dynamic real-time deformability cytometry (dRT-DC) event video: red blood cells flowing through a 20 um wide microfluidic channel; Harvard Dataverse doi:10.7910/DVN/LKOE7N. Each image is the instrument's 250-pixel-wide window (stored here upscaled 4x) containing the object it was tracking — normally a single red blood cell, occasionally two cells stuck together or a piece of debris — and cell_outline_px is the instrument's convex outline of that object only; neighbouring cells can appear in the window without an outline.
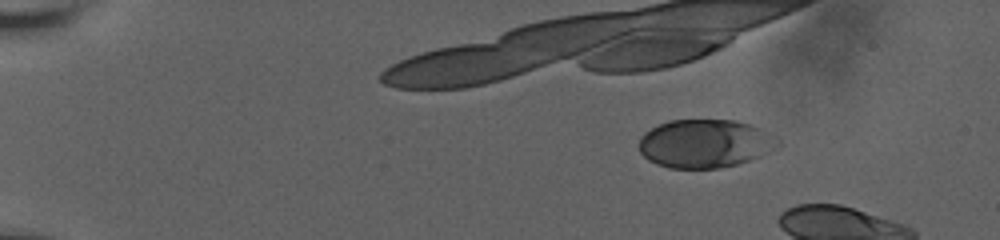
{"species": "human", "species_latin": "Homo sapiens", "temperature_condition": "room temperature", "stored_images_in_passage": 7, "camera_frame_rate_fps": 3000, "um_per_image_px": 0.085, "donor": {"sex": "male"}, "frame": {"image": 1, "passage_image": 2, "time_ms": 0.667, "image_size_px": [1000, 240], "cell_outline_px": [[760, 156], [736, 164], [720, 168], [668, 168], [656, 164], [648, 160], [640, 152], [640, 136], [644, 132], [668, 120], [736, 120], [752, 124], [760, 128]], "centroid_in_image_um": [59.57, 12.2], "position_along_channel_um": 25.4, "area_um2": 36.76}}